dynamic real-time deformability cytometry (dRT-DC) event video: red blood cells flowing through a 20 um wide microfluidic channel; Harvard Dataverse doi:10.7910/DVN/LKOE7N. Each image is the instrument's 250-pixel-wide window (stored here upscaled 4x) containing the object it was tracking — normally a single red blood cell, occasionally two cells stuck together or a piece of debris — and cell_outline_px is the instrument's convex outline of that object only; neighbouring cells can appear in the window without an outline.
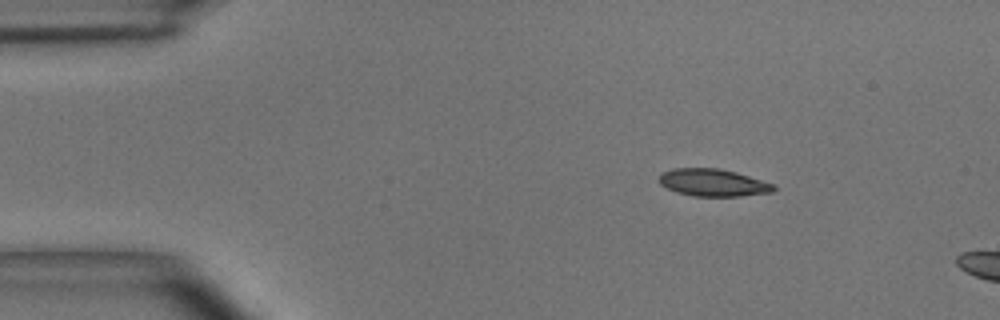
{"species": "common noctule bat (a hibernating species)", "species_latin": "Nyctalus noctula", "temperature_condition": "room temperature", "stored_images_in_passage": 3, "camera_frame_rate_fps": 3000, "um_per_image_px": 0.085, "animal": {"sex": "male", "body_mass_g": 15.6}, "frame": {"image": 1, "passage_image": 2, "time_ms": 0.333, "image_size_px": [1000, 320], "cell_outline_px": [[776, 188], [772, 192], [740, 196], [692, 196], [676, 192], [660, 184], [660, 172], [672, 168], [720, 168], [736, 172], [776, 184]], "centroid_in_image_um": [60.62, 15.52], "position_along_channel_um": 24.4, "area_um2": 18.38}}